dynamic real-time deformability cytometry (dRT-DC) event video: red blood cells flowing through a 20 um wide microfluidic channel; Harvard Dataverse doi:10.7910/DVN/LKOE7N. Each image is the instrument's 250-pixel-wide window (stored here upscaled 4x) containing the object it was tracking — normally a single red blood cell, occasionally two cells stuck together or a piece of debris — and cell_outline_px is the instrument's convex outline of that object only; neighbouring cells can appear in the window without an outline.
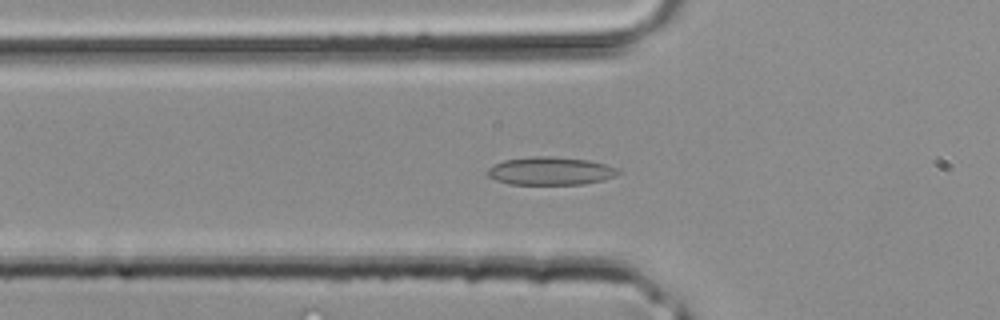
{"species": "common noctule bat (a hibernating species)", "species_latin": "Nyctalus noctula", "temperature_condition": "room temperature", "stored_images_in_passage": 30, "camera_frame_rate_fps": 3000, "um_per_image_px": 0.085, "animal": {"sex": "male", "body_mass_g": 20.4}, "frame": {"image": 1, "passage_image": 4, "time_ms": 1.0, "image_size_px": [1000, 320], "cell_outline_px": [[620, 172], [616, 176], [604, 180], [584, 184], [508, 184], [496, 180], [488, 176], [488, 168], [492, 164], [504, 160], [532, 156], [552, 156], [588, 160], [604, 164], [616, 168]], "centroid_in_image_um": [46.77, 14.53], "position_along_channel_um": 79.0, "area_um2": 21.39}}
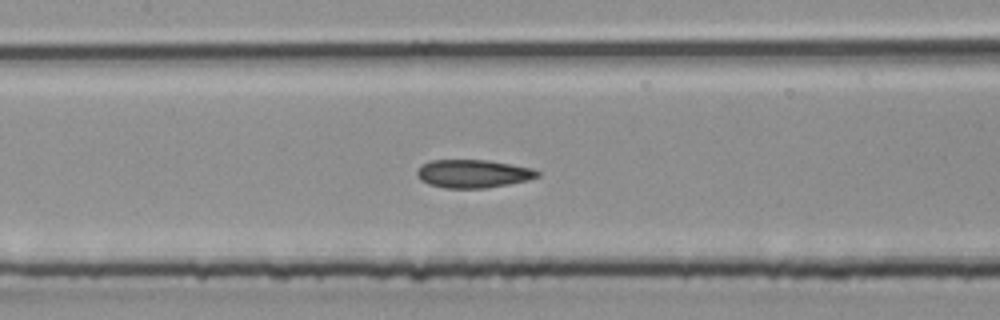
{"frame": {"image": 2, "passage_image": 9, "time_ms": 2.667, "image_size_px": [1000, 320], "cell_outline_px": [[540, 176], [528, 180], [508, 184], [484, 188], [444, 188], [428, 184], [420, 180], [416, 176], [416, 168], [420, 164], [432, 160], [488, 160], [532, 168], [540, 172]], "centroid_in_image_um": [40.16, 14.76], "position_along_channel_um": 167.2, "area_um2": 19.94}}
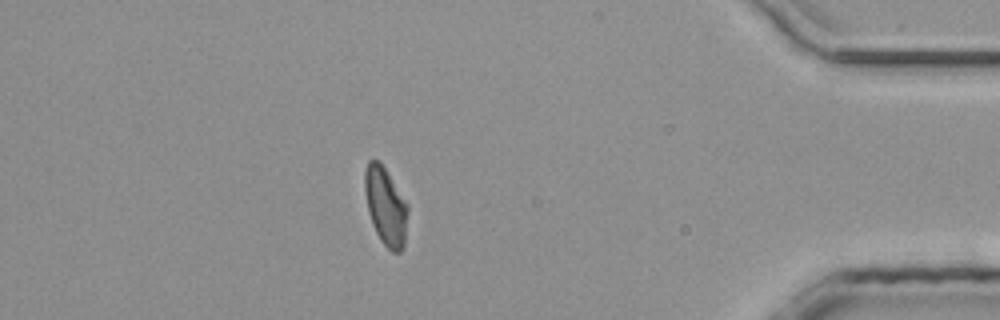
{"frame": {"image": 3, "passage_image": 25, "time_ms": 8.0, "image_size_px": [1000, 320], "cell_outline_px": [[408, 208], [404, 248], [400, 252], [392, 252], [380, 240], [372, 224], [368, 212], [364, 192], [364, 172], [368, 160], [380, 160], [408, 204]], "centroid_in_image_um": [32.77, 17.52], "position_along_channel_um": 402.4, "area_um2": 19.77}}